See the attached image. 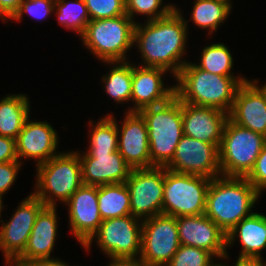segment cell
Wrapping results in <instances>:
<instances>
[{
  "label": "cell",
  "mask_w": 266,
  "mask_h": 266,
  "mask_svg": "<svg viewBox=\"0 0 266 266\" xmlns=\"http://www.w3.org/2000/svg\"><path fill=\"white\" fill-rule=\"evenodd\" d=\"M180 8L175 9L166 17L136 23L134 29L135 46L142 67L162 68L175 78L181 68L188 62L186 55L189 24ZM184 56V57H183Z\"/></svg>",
  "instance_id": "1"
},
{
  "label": "cell",
  "mask_w": 266,
  "mask_h": 266,
  "mask_svg": "<svg viewBox=\"0 0 266 266\" xmlns=\"http://www.w3.org/2000/svg\"><path fill=\"white\" fill-rule=\"evenodd\" d=\"M175 96L182 102L196 106L213 107L230 113L239 86L245 76H221L187 62L175 77Z\"/></svg>",
  "instance_id": "2"
},
{
  "label": "cell",
  "mask_w": 266,
  "mask_h": 266,
  "mask_svg": "<svg viewBox=\"0 0 266 266\" xmlns=\"http://www.w3.org/2000/svg\"><path fill=\"white\" fill-rule=\"evenodd\" d=\"M260 195L246 177L217 176L210 181L204 214L227 234L254 213Z\"/></svg>",
  "instance_id": "3"
},
{
  "label": "cell",
  "mask_w": 266,
  "mask_h": 266,
  "mask_svg": "<svg viewBox=\"0 0 266 266\" xmlns=\"http://www.w3.org/2000/svg\"><path fill=\"white\" fill-rule=\"evenodd\" d=\"M148 128L150 160L153 166L166 167L182 138V101L173 96L167 102L139 112Z\"/></svg>",
  "instance_id": "4"
},
{
  "label": "cell",
  "mask_w": 266,
  "mask_h": 266,
  "mask_svg": "<svg viewBox=\"0 0 266 266\" xmlns=\"http://www.w3.org/2000/svg\"><path fill=\"white\" fill-rule=\"evenodd\" d=\"M35 191L32 193L46 206L66 203L83 184L81 161L76 150L60 152L36 166Z\"/></svg>",
  "instance_id": "5"
},
{
  "label": "cell",
  "mask_w": 266,
  "mask_h": 266,
  "mask_svg": "<svg viewBox=\"0 0 266 266\" xmlns=\"http://www.w3.org/2000/svg\"><path fill=\"white\" fill-rule=\"evenodd\" d=\"M135 22L127 15L91 20L80 36L82 44L100 62L128 61Z\"/></svg>",
  "instance_id": "6"
},
{
  "label": "cell",
  "mask_w": 266,
  "mask_h": 266,
  "mask_svg": "<svg viewBox=\"0 0 266 266\" xmlns=\"http://www.w3.org/2000/svg\"><path fill=\"white\" fill-rule=\"evenodd\" d=\"M266 137L227 119L219 147V164L223 176L246 177L253 169Z\"/></svg>",
  "instance_id": "7"
},
{
  "label": "cell",
  "mask_w": 266,
  "mask_h": 266,
  "mask_svg": "<svg viewBox=\"0 0 266 266\" xmlns=\"http://www.w3.org/2000/svg\"><path fill=\"white\" fill-rule=\"evenodd\" d=\"M210 181L164 167L162 213L174 217L203 215Z\"/></svg>",
  "instance_id": "8"
},
{
  "label": "cell",
  "mask_w": 266,
  "mask_h": 266,
  "mask_svg": "<svg viewBox=\"0 0 266 266\" xmlns=\"http://www.w3.org/2000/svg\"><path fill=\"white\" fill-rule=\"evenodd\" d=\"M142 222L132 215L103 220L83 248L91 252L92 243L96 241L97 247L109 258H139Z\"/></svg>",
  "instance_id": "9"
},
{
  "label": "cell",
  "mask_w": 266,
  "mask_h": 266,
  "mask_svg": "<svg viewBox=\"0 0 266 266\" xmlns=\"http://www.w3.org/2000/svg\"><path fill=\"white\" fill-rule=\"evenodd\" d=\"M179 246L177 217L161 213L142 222L139 258L145 266H166Z\"/></svg>",
  "instance_id": "10"
},
{
  "label": "cell",
  "mask_w": 266,
  "mask_h": 266,
  "mask_svg": "<svg viewBox=\"0 0 266 266\" xmlns=\"http://www.w3.org/2000/svg\"><path fill=\"white\" fill-rule=\"evenodd\" d=\"M46 205L32 192L16 207L9 221L0 227V250L10 266L25 250L39 212Z\"/></svg>",
  "instance_id": "11"
},
{
  "label": "cell",
  "mask_w": 266,
  "mask_h": 266,
  "mask_svg": "<svg viewBox=\"0 0 266 266\" xmlns=\"http://www.w3.org/2000/svg\"><path fill=\"white\" fill-rule=\"evenodd\" d=\"M125 183L133 217L144 221L162 213L164 167L132 169Z\"/></svg>",
  "instance_id": "12"
},
{
  "label": "cell",
  "mask_w": 266,
  "mask_h": 266,
  "mask_svg": "<svg viewBox=\"0 0 266 266\" xmlns=\"http://www.w3.org/2000/svg\"><path fill=\"white\" fill-rule=\"evenodd\" d=\"M220 144H211L183 135L172 161L165 167L177 173L213 179L222 175L219 164Z\"/></svg>",
  "instance_id": "13"
},
{
  "label": "cell",
  "mask_w": 266,
  "mask_h": 266,
  "mask_svg": "<svg viewBox=\"0 0 266 266\" xmlns=\"http://www.w3.org/2000/svg\"><path fill=\"white\" fill-rule=\"evenodd\" d=\"M118 130V152L132 168L152 167L148 141V128L145 119L139 112H125L123 123L118 124L114 115L108 114ZM120 126V127H119Z\"/></svg>",
  "instance_id": "14"
},
{
  "label": "cell",
  "mask_w": 266,
  "mask_h": 266,
  "mask_svg": "<svg viewBox=\"0 0 266 266\" xmlns=\"http://www.w3.org/2000/svg\"><path fill=\"white\" fill-rule=\"evenodd\" d=\"M64 205L68 209L70 232L83 247L103 221L98 207L97 186L82 184Z\"/></svg>",
  "instance_id": "15"
},
{
  "label": "cell",
  "mask_w": 266,
  "mask_h": 266,
  "mask_svg": "<svg viewBox=\"0 0 266 266\" xmlns=\"http://www.w3.org/2000/svg\"><path fill=\"white\" fill-rule=\"evenodd\" d=\"M180 245L212 253L220 260L229 259L226 233L205 214L177 217Z\"/></svg>",
  "instance_id": "16"
},
{
  "label": "cell",
  "mask_w": 266,
  "mask_h": 266,
  "mask_svg": "<svg viewBox=\"0 0 266 266\" xmlns=\"http://www.w3.org/2000/svg\"><path fill=\"white\" fill-rule=\"evenodd\" d=\"M168 71L162 68L142 67L132 63L131 105L127 112L163 104L175 96V85L166 86L164 76ZM163 78V79H162ZM166 86V87H165Z\"/></svg>",
  "instance_id": "17"
},
{
  "label": "cell",
  "mask_w": 266,
  "mask_h": 266,
  "mask_svg": "<svg viewBox=\"0 0 266 266\" xmlns=\"http://www.w3.org/2000/svg\"><path fill=\"white\" fill-rule=\"evenodd\" d=\"M58 133L48 121L26 120L16 139V153L18 160L35 161L36 166L47 162L58 152Z\"/></svg>",
  "instance_id": "18"
},
{
  "label": "cell",
  "mask_w": 266,
  "mask_h": 266,
  "mask_svg": "<svg viewBox=\"0 0 266 266\" xmlns=\"http://www.w3.org/2000/svg\"><path fill=\"white\" fill-rule=\"evenodd\" d=\"M228 118L266 137V96L252 80H247L237 89Z\"/></svg>",
  "instance_id": "19"
},
{
  "label": "cell",
  "mask_w": 266,
  "mask_h": 266,
  "mask_svg": "<svg viewBox=\"0 0 266 266\" xmlns=\"http://www.w3.org/2000/svg\"><path fill=\"white\" fill-rule=\"evenodd\" d=\"M228 113L213 107L182 102L183 134L200 141L221 144Z\"/></svg>",
  "instance_id": "20"
},
{
  "label": "cell",
  "mask_w": 266,
  "mask_h": 266,
  "mask_svg": "<svg viewBox=\"0 0 266 266\" xmlns=\"http://www.w3.org/2000/svg\"><path fill=\"white\" fill-rule=\"evenodd\" d=\"M77 152L81 161L82 182L86 185L124 183L132 170L118 151L103 154Z\"/></svg>",
  "instance_id": "21"
},
{
  "label": "cell",
  "mask_w": 266,
  "mask_h": 266,
  "mask_svg": "<svg viewBox=\"0 0 266 266\" xmlns=\"http://www.w3.org/2000/svg\"><path fill=\"white\" fill-rule=\"evenodd\" d=\"M58 219L57 208L45 206L36 218L24 252L13 263L55 259L51 254L58 236Z\"/></svg>",
  "instance_id": "22"
},
{
  "label": "cell",
  "mask_w": 266,
  "mask_h": 266,
  "mask_svg": "<svg viewBox=\"0 0 266 266\" xmlns=\"http://www.w3.org/2000/svg\"><path fill=\"white\" fill-rule=\"evenodd\" d=\"M226 238L227 249L236 243V238L239 239L241 251L238 257L262 258L266 249V215L254 212L234 226Z\"/></svg>",
  "instance_id": "23"
},
{
  "label": "cell",
  "mask_w": 266,
  "mask_h": 266,
  "mask_svg": "<svg viewBox=\"0 0 266 266\" xmlns=\"http://www.w3.org/2000/svg\"><path fill=\"white\" fill-rule=\"evenodd\" d=\"M30 100L26 94H7L0 99V136L17 139L30 116Z\"/></svg>",
  "instance_id": "24"
},
{
  "label": "cell",
  "mask_w": 266,
  "mask_h": 266,
  "mask_svg": "<svg viewBox=\"0 0 266 266\" xmlns=\"http://www.w3.org/2000/svg\"><path fill=\"white\" fill-rule=\"evenodd\" d=\"M97 197L102 220L131 215L130 192L125 182L97 186Z\"/></svg>",
  "instance_id": "25"
},
{
  "label": "cell",
  "mask_w": 266,
  "mask_h": 266,
  "mask_svg": "<svg viewBox=\"0 0 266 266\" xmlns=\"http://www.w3.org/2000/svg\"><path fill=\"white\" fill-rule=\"evenodd\" d=\"M103 63L110 66L109 72L101 76L106 95L117 104L130 102L132 93V63L130 60Z\"/></svg>",
  "instance_id": "26"
},
{
  "label": "cell",
  "mask_w": 266,
  "mask_h": 266,
  "mask_svg": "<svg viewBox=\"0 0 266 266\" xmlns=\"http://www.w3.org/2000/svg\"><path fill=\"white\" fill-rule=\"evenodd\" d=\"M192 8L189 20L197 28L208 29L211 36L229 18L232 3L227 0H194Z\"/></svg>",
  "instance_id": "27"
},
{
  "label": "cell",
  "mask_w": 266,
  "mask_h": 266,
  "mask_svg": "<svg viewBox=\"0 0 266 266\" xmlns=\"http://www.w3.org/2000/svg\"><path fill=\"white\" fill-rule=\"evenodd\" d=\"M91 127L86 153L103 154L118 151V130L116 122L107 114L99 121H88ZM95 123V124H94Z\"/></svg>",
  "instance_id": "28"
},
{
  "label": "cell",
  "mask_w": 266,
  "mask_h": 266,
  "mask_svg": "<svg viewBox=\"0 0 266 266\" xmlns=\"http://www.w3.org/2000/svg\"><path fill=\"white\" fill-rule=\"evenodd\" d=\"M53 13H56L59 25L74 31L79 37L90 22V16L84 0H55Z\"/></svg>",
  "instance_id": "29"
},
{
  "label": "cell",
  "mask_w": 266,
  "mask_h": 266,
  "mask_svg": "<svg viewBox=\"0 0 266 266\" xmlns=\"http://www.w3.org/2000/svg\"><path fill=\"white\" fill-rule=\"evenodd\" d=\"M224 43H213L205 46L200 52V62L194 63L198 68L221 76H234L233 55Z\"/></svg>",
  "instance_id": "30"
},
{
  "label": "cell",
  "mask_w": 266,
  "mask_h": 266,
  "mask_svg": "<svg viewBox=\"0 0 266 266\" xmlns=\"http://www.w3.org/2000/svg\"><path fill=\"white\" fill-rule=\"evenodd\" d=\"M163 1L164 0H125L126 14L135 23H137V20L135 21L136 17H134L136 15L145 16V21L166 17L175 9V4L166 3L165 5Z\"/></svg>",
  "instance_id": "31"
},
{
  "label": "cell",
  "mask_w": 266,
  "mask_h": 266,
  "mask_svg": "<svg viewBox=\"0 0 266 266\" xmlns=\"http://www.w3.org/2000/svg\"><path fill=\"white\" fill-rule=\"evenodd\" d=\"M214 259V260H213ZM217 258L205 249L180 245L166 266H217Z\"/></svg>",
  "instance_id": "32"
},
{
  "label": "cell",
  "mask_w": 266,
  "mask_h": 266,
  "mask_svg": "<svg viewBox=\"0 0 266 266\" xmlns=\"http://www.w3.org/2000/svg\"><path fill=\"white\" fill-rule=\"evenodd\" d=\"M91 20L115 18L126 14L125 0H84Z\"/></svg>",
  "instance_id": "33"
},
{
  "label": "cell",
  "mask_w": 266,
  "mask_h": 266,
  "mask_svg": "<svg viewBox=\"0 0 266 266\" xmlns=\"http://www.w3.org/2000/svg\"><path fill=\"white\" fill-rule=\"evenodd\" d=\"M54 7L55 0H23L18 10L9 20L21 22L24 17L23 15L29 14L31 19L33 18L39 22L50 17L53 14Z\"/></svg>",
  "instance_id": "34"
},
{
  "label": "cell",
  "mask_w": 266,
  "mask_h": 266,
  "mask_svg": "<svg viewBox=\"0 0 266 266\" xmlns=\"http://www.w3.org/2000/svg\"><path fill=\"white\" fill-rule=\"evenodd\" d=\"M246 179L260 194L266 190V142Z\"/></svg>",
  "instance_id": "35"
},
{
  "label": "cell",
  "mask_w": 266,
  "mask_h": 266,
  "mask_svg": "<svg viewBox=\"0 0 266 266\" xmlns=\"http://www.w3.org/2000/svg\"><path fill=\"white\" fill-rule=\"evenodd\" d=\"M22 165L19 160L0 163V195H5L13 187Z\"/></svg>",
  "instance_id": "36"
},
{
  "label": "cell",
  "mask_w": 266,
  "mask_h": 266,
  "mask_svg": "<svg viewBox=\"0 0 266 266\" xmlns=\"http://www.w3.org/2000/svg\"><path fill=\"white\" fill-rule=\"evenodd\" d=\"M16 140L0 136V163L17 161Z\"/></svg>",
  "instance_id": "37"
},
{
  "label": "cell",
  "mask_w": 266,
  "mask_h": 266,
  "mask_svg": "<svg viewBox=\"0 0 266 266\" xmlns=\"http://www.w3.org/2000/svg\"><path fill=\"white\" fill-rule=\"evenodd\" d=\"M23 0H0V20L8 23L14 13L18 10L20 3Z\"/></svg>",
  "instance_id": "38"
},
{
  "label": "cell",
  "mask_w": 266,
  "mask_h": 266,
  "mask_svg": "<svg viewBox=\"0 0 266 266\" xmlns=\"http://www.w3.org/2000/svg\"><path fill=\"white\" fill-rule=\"evenodd\" d=\"M10 266H71L59 257L55 259L34 260L25 263H12Z\"/></svg>",
  "instance_id": "39"
},
{
  "label": "cell",
  "mask_w": 266,
  "mask_h": 266,
  "mask_svg": "<svg viewBox=\"0 0 266 266\" xmlns=\"http://www.w3.org/2000/svg\"><path fill=\"white\" fill-rule=\"evenodd\" d=\"M221 266H229V264L219 262ZM230 266H266V261L263 258H249V257H237V260Z\"/></svg>",
  "instance_id": "40"
},
{
  "label": "cell",
  "mask_w": 266,
  "mask_h": 266,
  "mask_svg": "<svg viewBox=\"0 0 266 266\" xmlns=\"http://www.w3.org/2000/svg\"><path fill=\"white\" fill-rule=\"evenodd\" d=\"M108 260L110 262L107 266H145L140 258H109Z\"/></svg>",
  "instance_id": "41"
},
{
  "label": "cell",
  "mask_w": 266,
  "mask_h": 266,
  "mask_svg": "<svg viewBox=\"0 0 266 266\" xmlns=\"http://www.w3.org/2000/svg\"><path fill=\"white\" fill-rule=\"evenodd\" d=\"M252 81L264 92V94H265V96H266V83H264V85H258L259 83H258V81H260V80H258V79H255V80H253L252 79Z\"/></svg>",
  "instance_id": "42"
},
{
  "label": "cell",
  "mask_w": 266,
  "mask_h": 266,
  "mask_svg": "<svg viewBox=\"0 0 266 266\" xmlns=\"http://www.w3.org/2000/svg\"><path fill=\"white\" fill-rule=\"evenodd\" d=\"M2 200H3V196L0 195V224H1L2 221H3V220H1V219H2V218H1V216H2L1 214H2V210H4V206H3V205H4V204H3L4 201H2Z\"/></svg>",
  "instance_id": "43"
}]
</instances>
